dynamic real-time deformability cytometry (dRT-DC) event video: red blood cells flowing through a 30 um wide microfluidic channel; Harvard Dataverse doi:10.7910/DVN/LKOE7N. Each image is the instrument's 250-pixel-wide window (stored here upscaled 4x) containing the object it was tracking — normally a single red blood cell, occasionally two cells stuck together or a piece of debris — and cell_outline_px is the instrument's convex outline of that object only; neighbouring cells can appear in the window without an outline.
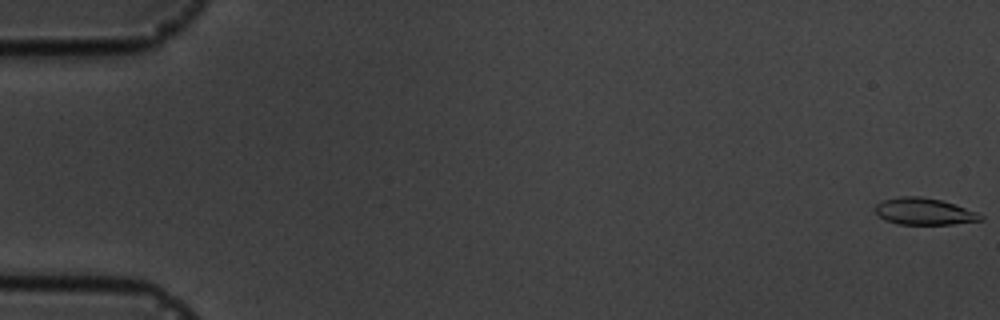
{"species": "common noctule bat (a hibernating species)", "species_latin": "Nyctalus noctula", "temperature_condition": "cold", "stored_images_in_passage": 5, "camera_frame_rate_fps": 3000, "um_per_image_px": 0.085, "animal": {"sex": "male", "body_mass_g": 19.5, "forearm_length_mm": 54.6}, "frame": {"image": 1, "passage_image": 1, "time_ms": 0.0, "image_size_px": [1000, 320], "cell_outline_px": [[984, 220], [952, 224], [900, 224], [884, 220], [876, 212], [876, 204], [884, 200], [900, 196], [920, 196], [940, 200], [976, 212], [984, 216]], "centroid_in_image_um": [78.55, 17.98], "position_along_channel_um": 6.5, "area_um2": 16.18}}
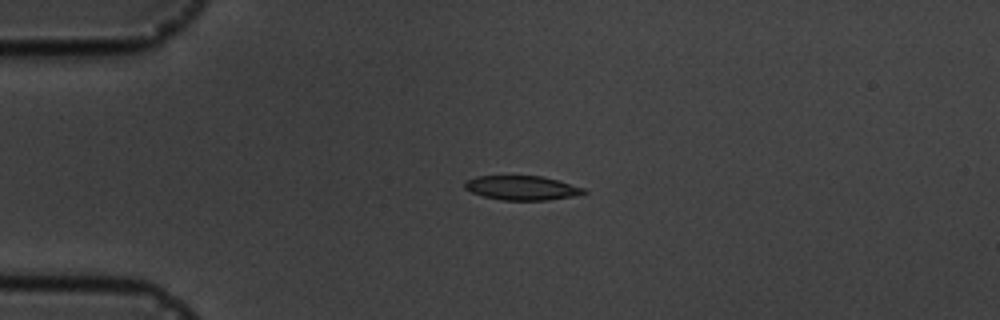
{"frame": {"image": 2, "passage_image": 4, "time_ms": 4.333, "image_size_px": [1000, 320], "cell_outline_px": [[588, 192], [572, 196], [548, 200], [500, 200], [484, 196], [472, 192], [464, 188], [464, 180], [476, 176], [540, 176], [556, 180], [584, 188]], "centroid_in_image_um": [44.31, 15.97], "position_along_channel_um": 40.7, "area_um2": 16.7}}